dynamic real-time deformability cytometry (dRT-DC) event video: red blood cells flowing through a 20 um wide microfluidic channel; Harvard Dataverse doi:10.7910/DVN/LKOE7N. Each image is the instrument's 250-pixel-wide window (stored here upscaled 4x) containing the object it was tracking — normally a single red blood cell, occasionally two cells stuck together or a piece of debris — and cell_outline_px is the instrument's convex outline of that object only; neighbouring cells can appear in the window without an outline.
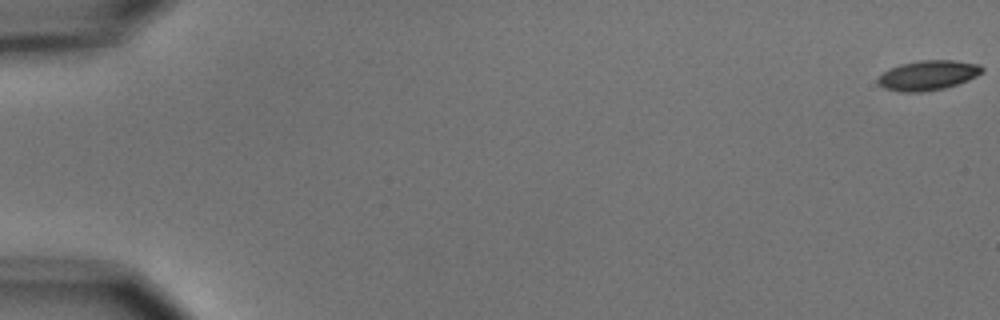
{"species": "common noctule bat (a hibernating species)", "species_latin": "Nyctalus noctula", "temperature_condition": "cold", "stored_images_in_passage": 5, "camera_frame_rate_fps": 3000, "um_per_image_px": 0.085, "animal": {"sex": "male", "body_mass_g": 15.6}, "frame": {"image": 1, "passage_image": 1, "time_ms": 0.0, "image_size_px": [1000, 320], "cell_outline_px": [[984, 68], [976, 76], [968, 80], [944, 88], [924, 92], [896, 92], [884, 88], [876, 80], [888, 68], [900, 64], [920, 60], [956, 60], [980, 64]], "centroid_in_image_um": [78.86, 6.4], "position_along_channel_um": 6.1, "area_um2": 18.15}}
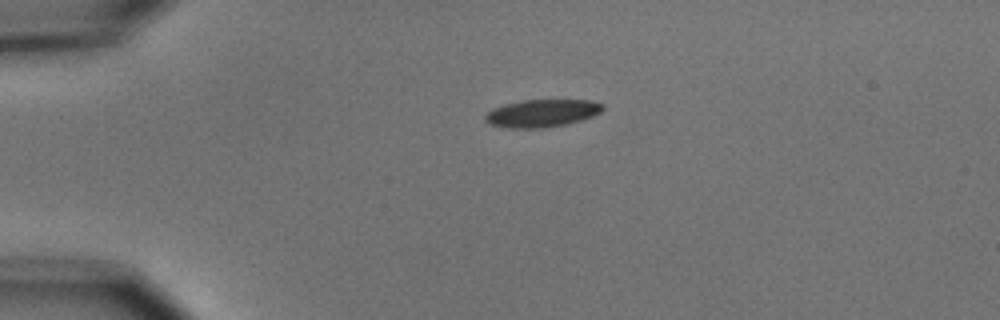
{"frame": {"image": 2, "passage_image": 4, "time_ms": 4.333, "image_size_px": [1000, 320], "cell_outline_px": [[604, 108], [600, 112], [592, 116], [580, 120], [564, 124], [544, 128], [508, 128], [488, 124], [484, 120], [484, 116], [492, 108], [504, 104], [520, 100], [592, 100], [604, 104]], "centroid_in_image_um": [46.03, 9.62], "position_along_channel_um": 39.0, "area_um2": 19.02}}